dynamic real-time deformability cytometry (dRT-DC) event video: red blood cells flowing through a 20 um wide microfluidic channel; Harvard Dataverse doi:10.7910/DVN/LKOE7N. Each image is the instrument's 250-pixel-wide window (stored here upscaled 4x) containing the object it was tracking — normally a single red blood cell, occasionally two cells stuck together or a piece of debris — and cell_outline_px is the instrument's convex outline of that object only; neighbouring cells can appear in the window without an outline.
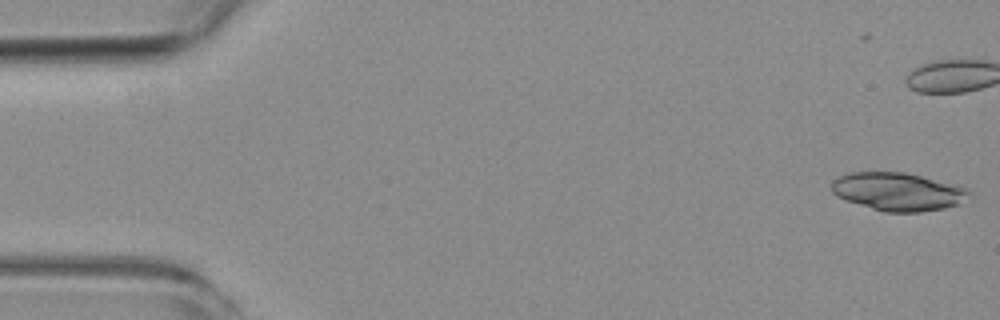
{"species": "common noctule bat (a hibernating species)", "species_latin": "Nyctalus noctula", "temperature_condition": "room temperature", "stored_images_in_passage": 5, "camera_frame_rate_fps": 3000, "um_per_image_px": 0.085, "animal": {"sex": "female", "body_mass_g": 19.3, "forearm_length_mm": 54.1}, "frame": {"image": 1, "passage_image": 1, "time_ms": 0.0, "image_size_px": [1000, 320], "cell_outline_px": [[972, 192], [956, 204], [944, 208], [920, 212], [884, 212], [836, 196], [832, 192], [832, 180], [848, 172], [904, 172], [960, 184], [968, 188]], "centroid_in_image_um": [76.34, 16.27], "position_along_channel_um": 8.7, "area_um2": 30.46}}